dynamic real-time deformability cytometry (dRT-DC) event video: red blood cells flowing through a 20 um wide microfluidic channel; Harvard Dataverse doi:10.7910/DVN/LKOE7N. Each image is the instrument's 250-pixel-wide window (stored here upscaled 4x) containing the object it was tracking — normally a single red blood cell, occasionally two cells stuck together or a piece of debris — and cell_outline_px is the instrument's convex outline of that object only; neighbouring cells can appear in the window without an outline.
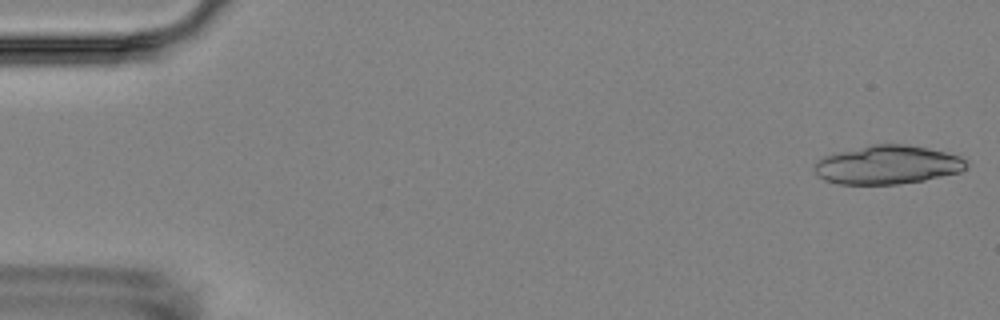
{"species": "Egyptian fruit bat (a non-hibernating species)", "species_latin": "Rousettus aegyptiacus", "temperature_condition": "room temperature", "stored_images_in_passage": 3, "camera_frame_rate_fps": 3000, "um_per_image_px": 0.085, "animal": {"sex": "female"}, "frame": {"image": 1, "passage_image": 1, "time_ms": 0.0, "image_size_px": [1000, 320], "cell_outline_px": [[968, 168], [960, 172], [924, 180], [896, 184], [836, 184], [824, 180], [816, 176], [812, 168], [824, 156], [872, 144], [904, 144], [928, 148], [948, 152], [960, 156], [968, 164]], "centroid_in_image_um": [75.44, 14.02], "position_along_channel_um": 9.6, "area_um2": 34.28}}